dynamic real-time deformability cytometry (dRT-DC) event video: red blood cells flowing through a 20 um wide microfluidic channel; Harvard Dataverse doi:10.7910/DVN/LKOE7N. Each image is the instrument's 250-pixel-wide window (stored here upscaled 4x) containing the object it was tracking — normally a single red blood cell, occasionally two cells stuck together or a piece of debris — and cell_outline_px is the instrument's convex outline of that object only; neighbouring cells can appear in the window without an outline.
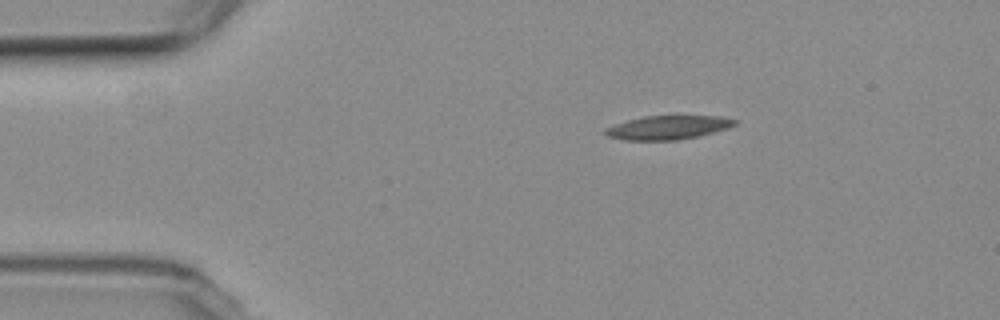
{"species": "common noctule bat (a hibernating species)", "species_latin": "Nyctalus noctula", "temperature_condition": "room temperature", "stored_images_in_passage": 2, "camera_frame_rate_fps": 3000, "um_per_image_px": 0.085, "animal": {"sex": "female", "body_mass_g": 19.3, "forearm_length_mm": 54.1}, "frame": {"image": 1, "passage_image": 1, "time_ms": 0.0, "image_size_px": [1000, 320], "cell_outline_px": [[736, 124], [728, 128], [700, 136], [676, 140], [624, 140], [608, 136], [604, 132], [608, 128], [616, 124], [628, 120], [644, 116], [720, 116], [736, 120]], "centroid_in_image_um": [56.81, 10.84], "position_along_channel_um": 28.2, "area_um2": 17.74}}